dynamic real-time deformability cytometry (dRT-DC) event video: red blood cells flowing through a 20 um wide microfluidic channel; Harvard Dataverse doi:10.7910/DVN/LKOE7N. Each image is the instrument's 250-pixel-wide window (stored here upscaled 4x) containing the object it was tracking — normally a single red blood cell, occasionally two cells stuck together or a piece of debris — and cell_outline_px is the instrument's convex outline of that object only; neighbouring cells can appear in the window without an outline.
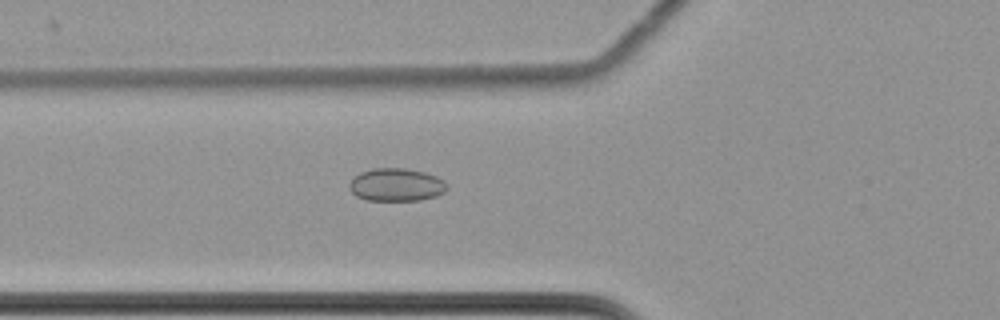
{"species": "common noctule bat (a hibernating species)", "species_latin": "Nyctalus noctula", "temperature_condition": "cold", "stored_images_in_passage": 51, "camera_frame_rate_fps": 3000, "um_per_image_px": 0.085, "animal": {"sex": "female", "body_mass_g": 22.7, "forearm_length_mm": 54.2}, "frame": {"image": 1, "passage_image": 14, "time_ms": 4.333, "image_size_px": [1000, 320], "cell_outline_px": [[448, 188], [444, 192], [436, 196], [420, 200], [364, 200], [356, 196], [348, 188], [348, 184], [360, 172], [372, 168], [404, 168], [424, 172], [436, 176], [444, 180], [448, 184]], "centroid_in_image_um": [33.69, 15.7], "position_along_channel_um": 92.1, "area_um2": 18.84}}
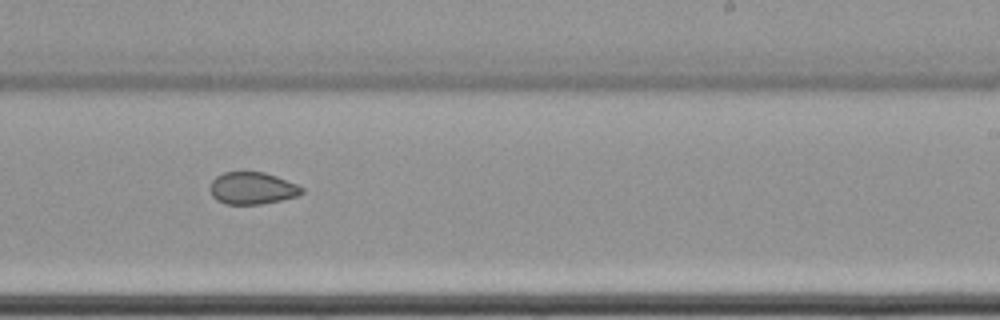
{"frame": {"image": 2, "passage_image": 29, "time_ms": 9.333, "image_size_px": [1000, 320], "cell_outline_px": [[304, 192], [296, 196], [280, 200], [260, 204], [224, 204], [216, 200], [212, 196], [208, 188], [212, 180], [216, 176], [224, 172], [264, 172], [276, 176], [296, 184], [304, 188]], "centroid_in_image_um": [21.4, 16.0], "position_along_channel_um": 267.6, "area_um2": 17.22}}
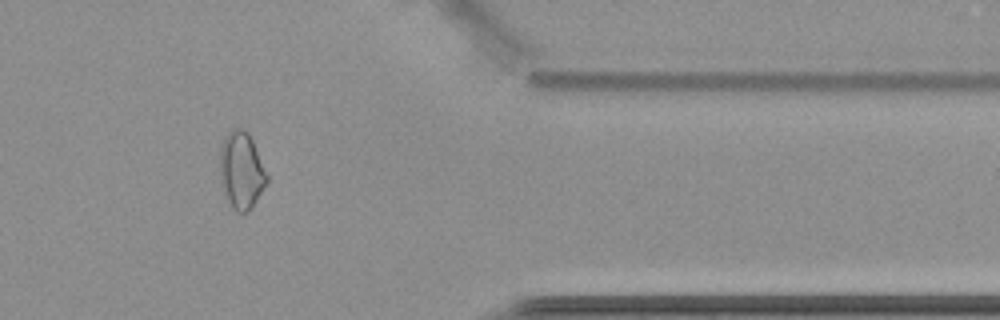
{"frame": {"image": 3, "passage_image": 41, "time_ms": 13.333, "image_size_px": [1000, 320], "cell_outline_px": [[268, 180], [256, 200], [244, 212], [236, 212], [232, 208], [220, 172], [220, 148], [224, 136], [232, 128], [240, 128], [248, 132], [252, 140], [268, 176]], "centroid_in_image_um": [20.52, 14.41], "position_along_channel_um": 390.9, "area_um2": 20.29}, "authors_computed_cell_mechanics": {"area_um2": 18.9006, "velocity_mm_per_s": 3.5167, "shape_relaxation_time_tau1_ms": null, "shape_relaxation_time_tau2_ms": 4.4283, "deformation_change_tau1": null, "deformation_change_tau2": 0.0635}}